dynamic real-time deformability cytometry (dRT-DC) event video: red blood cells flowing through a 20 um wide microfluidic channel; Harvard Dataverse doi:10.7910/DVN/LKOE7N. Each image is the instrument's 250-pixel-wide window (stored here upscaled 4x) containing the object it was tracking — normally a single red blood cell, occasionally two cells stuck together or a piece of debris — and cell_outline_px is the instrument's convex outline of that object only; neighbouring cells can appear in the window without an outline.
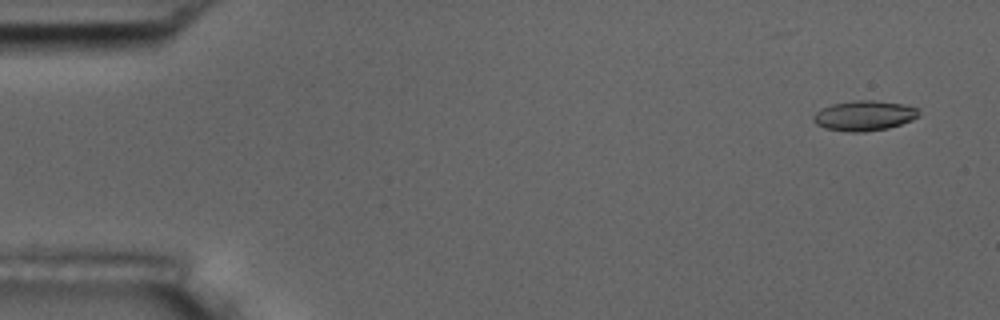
{"species": "common noctule bat (a hibernating species)", "species_latin": "Nyctalus noctula", "temperature_condition": "room temperature", "stored_images_in_passage": 6, "camera_frame_rate_fps": 3000, "um_per_image_px": 0.085, "animal": {"sex": "male", "body_mass_g": 17.5, "forearm_length_mm": 52.3}, "frame": {"image": 1, "passage_image": 1, "time_ms": 0.0, "image_size_px": [1000, 320], "cell_outline_px": [[920, 116], [912, 120], [888, 128], [864, 132], [852, 132], [824, 128], [816, 124], [812, 120], [812, 116], [820, 108], [832, 104], [852, 100], [872, 100], [904, 104], [920, 108]], "centroid_in_image_um": [73.46, 9.82], "position_along_channel_um": 11.5, "area_um2": 18.73}}
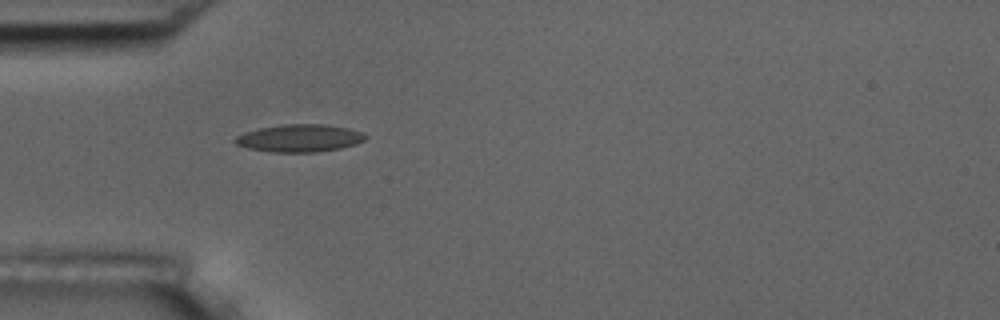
{"frame": {"image": 2, "passage_image": 5, "time_ms": 4.667, "image_size_px": [1000, 320], "cell_outline_px": [[368, 136], [364, 140], [356, 144], [340, 148], [316, 152], [272, 152], [248, 148], [236, 144], [232, 140], [236, 136], [244, 132], [260, 128], [284, 124], [328, 124], [348, 128], [364, 132]], "centroid_in_image_um": [25.48, 11.73], "position_along_channel_um": 59.5, "area_um2": 21.04}}